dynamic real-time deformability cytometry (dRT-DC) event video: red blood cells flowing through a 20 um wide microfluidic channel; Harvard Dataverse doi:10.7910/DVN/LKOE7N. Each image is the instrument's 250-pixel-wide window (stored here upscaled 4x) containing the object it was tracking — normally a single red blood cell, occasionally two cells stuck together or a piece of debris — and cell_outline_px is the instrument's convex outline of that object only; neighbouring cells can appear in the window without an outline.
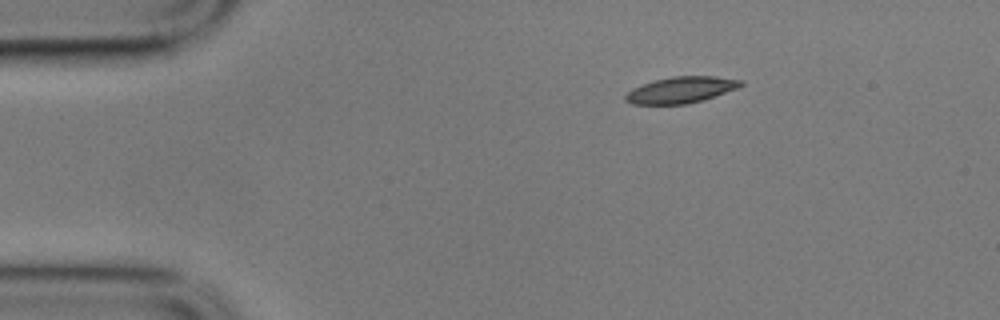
{"species": "common noctule bat (a hibernating species)", "species_latin": "Nyctalus noctula", "temperature_condition": "cold", "stored_images_in_passage": 5, "camera_frame_rate_fps": 3000, "um_per_image_px": 0.085, "animal": {"sex": "male", "body_mass_g": 17.9}, "frame": {"image": 1, "passage_image": 5, "time_ms": 1.333, "image_size_px": [1000, 320], "cell_outline_px": [[744, 84], [736, 88], [704, 100], [688, 104], [632, 104], [624, 100], [624, 96], [632, 88], [656, 80], [672, 76], [716, 76], [744, 80]], "centroid_in_image_um": [57.9, 7.64], "position_along_channel_um": 27.1, "area_um2": 17.63}}